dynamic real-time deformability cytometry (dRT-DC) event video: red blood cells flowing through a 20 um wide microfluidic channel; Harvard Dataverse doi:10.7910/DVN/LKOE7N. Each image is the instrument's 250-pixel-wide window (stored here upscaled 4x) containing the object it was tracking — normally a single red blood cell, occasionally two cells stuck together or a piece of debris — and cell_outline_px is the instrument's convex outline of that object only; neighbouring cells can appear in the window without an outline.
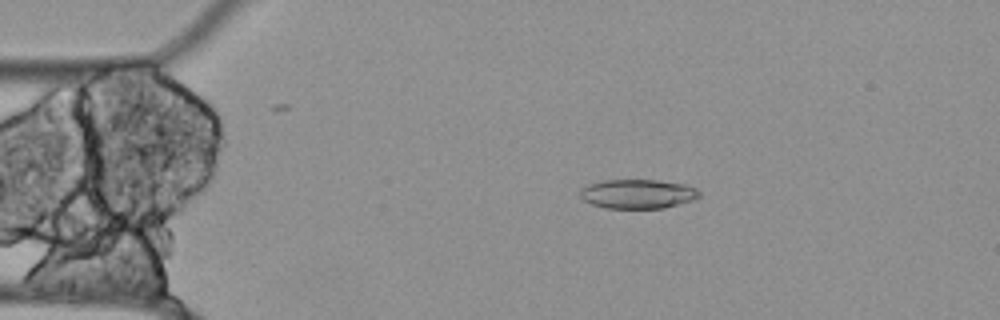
{"species": "Egyptian fruit bat (a non-hibernating species)", "species_latin": "Rousettus aegyptiacus", "temperature_condition": "cold", "stored_images_in_passage": 20, "camera_frame_rate_fps": 3000, "um_per_image_px": 0.085, "animal": {"sex": "female"}, "frame": {"image": 1, "passage_image": 1, "time_ms": 0.0, "image_size_px": [1000, 320], "cell_outline_px": [[700, 196], [692, 200], [664, 208], [604, 208], [592, 204], [584, 200], [580, 196], [580, 188], [588, 184], [604, 180], [656, 180], [684, 184], [696, 188], [700, 192]], "centroid_in_image_um": [54.19, 16.48], "position_along_channel_um": 30.8, "area_um2": 20.29}}
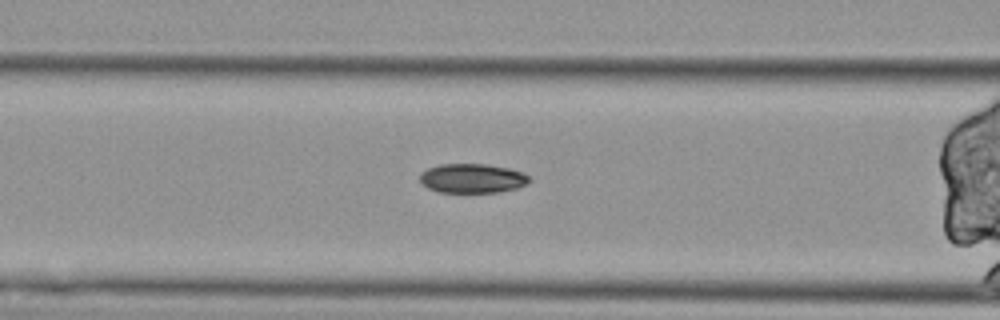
{"frame": {"image": 2, "passage_image": 12, "time_ms": 3.667, "image_size_px": [1000, 320], "cell_outline_px": [[532, 180], [528, 184], [516, 188], [500, 192], [440, 192], [428, 188], [420, 180], [420, 172], [428, 168], [440, 164], [484, 164], [508, 168], [524, 172]], "centroid_in_image_um": [40.17, 15.15], "position_along_channel_um": 126.4, "area_um2": 18.73}}
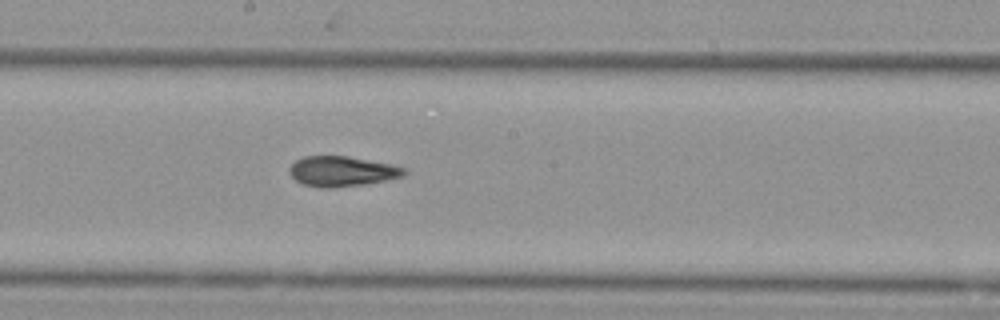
{"frame": {"image": 3, "passage_image": 20, "time_ms": 6.333, "image_size_px": [1000, 320], "cell_outline_px": [[408, 172], [404, 176], [364, 184], [328, 188], [320, 188], [304, 184], [296, 180], [292, 176], [288, 168], [296, 160], [304, 156], [348, 156], [392, 164], [404, 168]], "centroid_in_image_um": [29.07, 14.55], "position_along_channel_um": 219.1, "area_um2": 20.06}}